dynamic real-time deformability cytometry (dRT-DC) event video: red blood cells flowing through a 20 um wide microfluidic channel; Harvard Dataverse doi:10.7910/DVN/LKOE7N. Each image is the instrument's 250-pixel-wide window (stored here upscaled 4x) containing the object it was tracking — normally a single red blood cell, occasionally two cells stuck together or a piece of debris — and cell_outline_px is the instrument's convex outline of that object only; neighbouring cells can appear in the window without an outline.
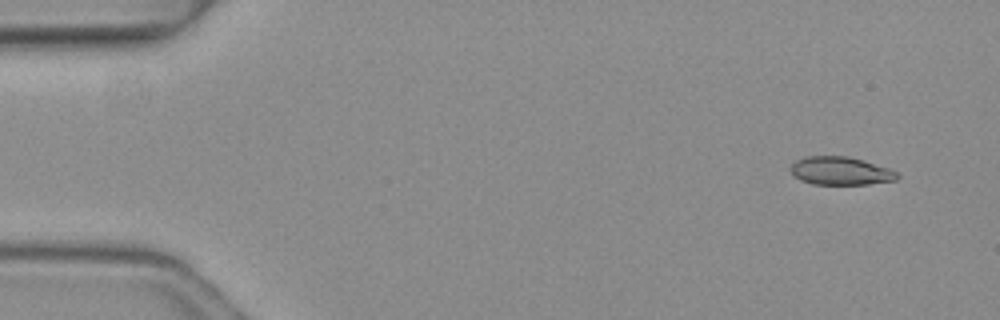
{"species": "common noctule bat (a hibernating species)", "species_latin": "Nyctalus noctula", "temperature_condition": "warm", "stored_images_in_passage": 6, "segment_of_instrument_passage": [2, 2], "camera_frame_rate_fps": 3000, "um_per_image_px": 0.085, "animal": {"sex": "female", "body_mass_g": 19.3, "forearm_length_mm": 54.1}, "frame": {"image": 1, "passage_image": 6, "time_ms": 1.667, "image_size_px": [1000, 320], "cell_outline_px": [[900, 176], [896, 180], [868, 184], [812, 184], [800, 180], [788, 168], [796, 160], [804, 156], [848, 156], [864, 160], [888, 168], [896, 172]], "centroid_in_image_um": [71.43, 14.52], "position_along_channel_um": 13.6, "area_um2": 17.51}}